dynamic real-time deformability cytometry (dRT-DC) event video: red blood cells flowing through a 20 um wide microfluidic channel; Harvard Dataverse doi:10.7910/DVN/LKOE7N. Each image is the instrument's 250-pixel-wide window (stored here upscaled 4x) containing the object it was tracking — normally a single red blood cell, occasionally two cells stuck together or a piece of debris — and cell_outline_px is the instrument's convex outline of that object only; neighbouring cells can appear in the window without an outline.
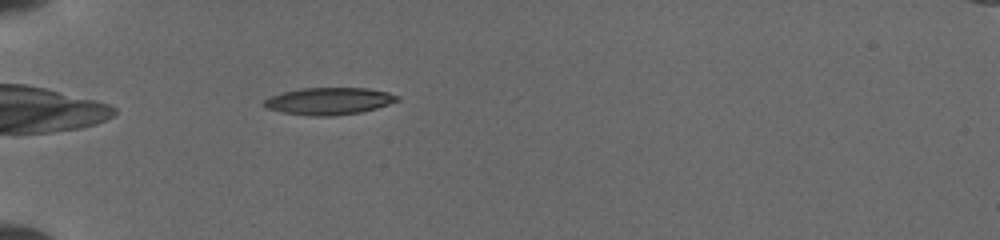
{"species": "common noctule bat (a hibernating species)", "species_latin": "Nyctalus noctula", "temperature_condition": "cold", "stored_images_in_passage": 36, "camera_frame_rate_fps": 3000, "um_per_image_px": 0.085, "animal": {"sex": "female", "body_mass_g": 19.5, "forearm_length_mm": 54.1}, "frame": {"image": 1, "passage_image": 3, "time_ms": 0.667, "image_size_px": [1000, 240], "cell_outline_px": [[400, 100], [376, 108], [360, 112], [332, 116], [316, 116], [284, 112], [264, 108], [260, 104], [264, 100], [272, 96], [284, 92], [300, 88], [368, 88], [388, 92], [400, 96]], "centroid_in_image_um": [27.96, 8.59], "position_along_channel_um": 57.0, "area_um2": 20.98}}
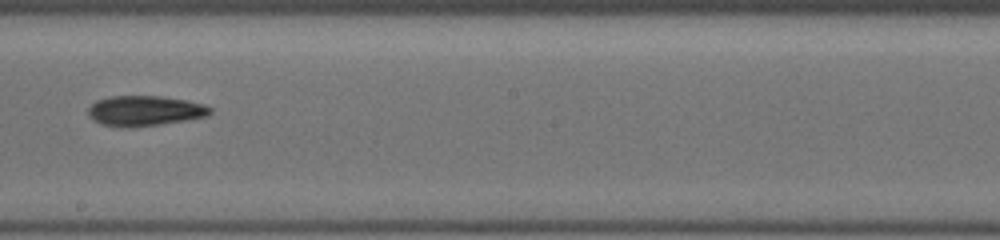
{"frame": {"image": 2, "passage_image": 17, "time_ms": 5.333, "image_size_px": [1000, 240], "cell_outline_px": [[212, 112], [208, 116], [160, 124], [128, 128], [100, 124], [88, 116], [88, 108], [96, 100], [108, 96], [160, 96], [184, 100], [204, 104], [212, 108]], "centroid_in_image_um": [12.28, 9.42], "position_along_channel_um": 235.9, "area_um2": 21.5}}
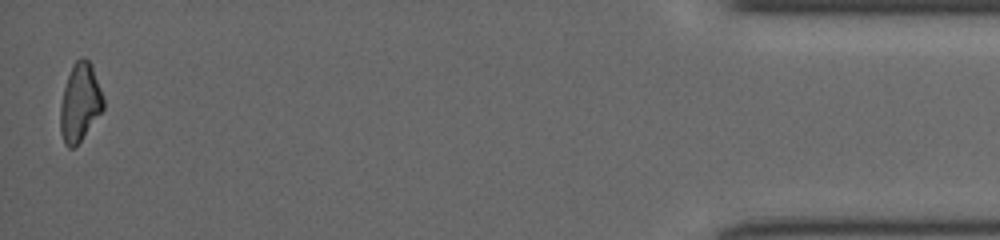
{"frame": {"image": 3, "passage_image": 36, "time_ms": 11.667, "image_size_px": [1000, 240], "cell_outline_px": [[104, 108], [80, 140], [72, 148], [68, 148], [64, 144], [60, 132], [60, 104], [64, 88], [72, 64], [80, 56], [84, 56], [92, 64], [104, 96]], "centroid_in_image_um": [6.8, 8.66], "position_along_channel_um": 428.4, "area_um2": 19.65}}